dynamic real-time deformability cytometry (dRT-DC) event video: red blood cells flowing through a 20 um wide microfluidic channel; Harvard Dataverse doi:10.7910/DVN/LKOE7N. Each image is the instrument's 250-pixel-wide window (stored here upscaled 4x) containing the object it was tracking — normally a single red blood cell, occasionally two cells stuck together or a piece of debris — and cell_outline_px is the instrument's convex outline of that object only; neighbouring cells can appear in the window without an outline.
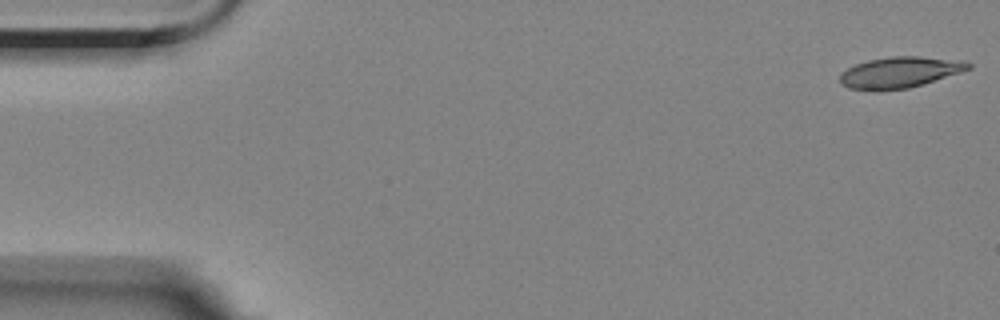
{"species": "Egyptian fruit bat (a non-hibernating species)", "species_latin": "Rousettus aegyptiacus", "temperature_condition": "room temperature", "stored_images_in_passage": 56, "camera_frame_rate_fps": 3000, "um_per_image_px": 0.085, "animal": {"sex": "female"}, "frame": {"image": 1, "passage_image": 1, "time_ms": 0.0, "image_size_px": [1000, 320], "cell_outline_px": [[972, 68], [960, 72], [908, 88], [876, 92], [848, 88], [840, 84], [840, 72], [856, 64], [868, 60], [888, 56], [920, 56], [964, 60], [972, 64]], "centroid_in_image_um": [76.44, 6.15], "position_along_channel_um": 8.6, "area_um2": 23.52}}
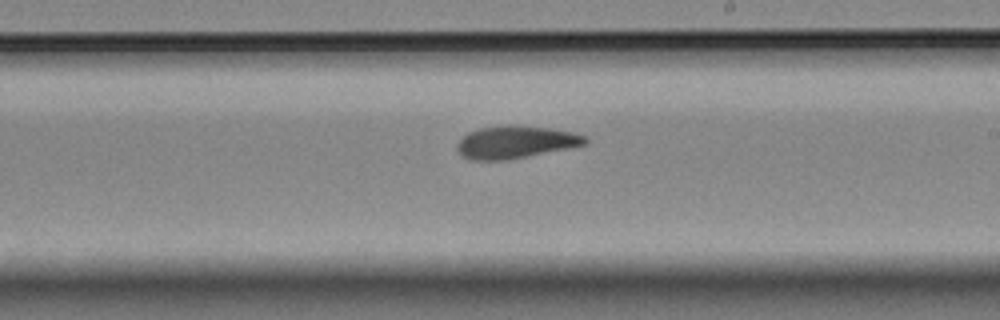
{"frame": {"image": 2, "passage_image": 32, "time_ms": 10.333, "image_size_px": [1000, 320], "cell_outline_px": [[588, 144], [572, 148], [508, 160], [472, 160], [464, 156], [456, 148], [456, 144], [468, 132], [480, 128], [516, 124], [548, 128], [572, 132], [584, 136], [588, 140]], "centroid_in_image_um": [43.86, 12.08], "position_along_channel_um": 245.1, "area_um2": 24.33}}
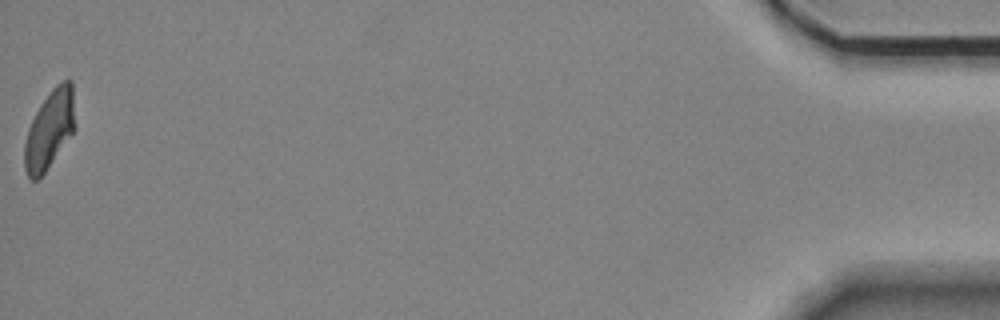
{"frame": {"image": 3, "passage_image": 56, "time_ms": 18.333, "image_size_px": [1000, 320], "cell_outline_px": [[76, 128], [44, 172], [36, 180], [32, 180], [28, 176], [24, 168], [24, 144], [28, 128], [40, 104], [52, 88], [56, 84], [68, 76], [72, 80]], "centroid_in_image_um": [4.23, 10.94], "position_along_channel_um": 431.0, "area_um2": 23.18}, "authors_computed_cell_mechanics": {"area_um2": 23.9292, "velocity_mm_per_s": 3.5287, "shape_relaxation_time_tau1_ms": null, "shape_relaxation_time_tau2_ms": 6.9576, "deformation_change_tau1": null, "deformation_change_tau2": 0.146}}